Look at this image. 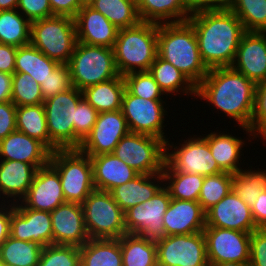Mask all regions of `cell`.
<instances>
[{"label": "cell", "mask_w": 266, "mask_h": 266, "mask_svg": "<svg viewBox=\"0 0 266 266\" xmlns=\"http://www.w3.org/2000/svg\"><path fill=\"white\" fill-rule=\"evenodd\" d=\"M228 8L245 31L266 32V0H231Z\"/></svg>", "instance_id": "40"}, {"label": "cell", "mask_w": 266, "mask_h": 266, "mask_svg": "<svg viewBox=\"0 0 266 266\" xmlns=\"http://www.w3.org/2000/svg\"><path fill=\"white\" fill-rule=\"evenodd\" d=\"M12 75L0 72V102L11 101Z\"/></svg>", "instance_id": "57"}, {"label": "cell", "mask_w": 266, "mask_h": 266, "mask_svg": "<svg viewBox=\"0 0 266 266\" xmlns=\"http://www.w3.org/2000/svg\"><path fill=\"white\" fill-rule=\"evenodd\" d=\"M74 21L78 42L113 48L119 29L102 13L90 5H84L74 17Z\"/></svg>", "instance_id": "22"}, {"label": "cell", "mask_w": 266, "mask_h": 266, "mask_svg": "<svg viewBox=\"0 0 266 266\" xmlns=\"http://www.w3.org/2000/svg\"><path fill=\"white\" fill-rule=\"evenodd\" d=\"M155 243L158 266H209L203 231L169 235Z\"/></svg>", "instance_id": "14"}, {"label": "cell", "mask_w": 266, "mask_h": 266, "mask_svg": "<svg viewBox=\"0 0 266 266\" xmlns=\"http://www.w3.org/2000/svg\"><path fill=\"white\" fill-rule=\"evenodd\" d=\"M207 69L231 67L241 38L246 32L239 18L229 9H203L188 18Z\"/></svg>", "instance_id": "1"}, {"label": "cell", "mask_w": 266, "mask_h": 266, "mask_svg": "<svg viewBox=\"0 0 266 266\" xmlns=\"http://www.w3.org/2000/svg\"><path fill=\"white\" fill-rule=\"evenodd\" d=\"M20 201L25 208L47 212L66 202L58 172L50 164L38 168L26 196Z\"/></svg>", "instance_id": "19"}, {"label": "cell", "mask_w": 266, "mask_h": 266, "mask_svg": "<svg viewBox=\"0 0 266 266\" xmlns=\"http://www.w3.org/2000/svg\"><path fill=\"white\" fill-rule=\"evenodd\" d=\"M250 130L256 137L260 134L259 137H262L263 141L264 139L266 140V95H255V106Z\"/></svg>", "instance_id": "50"}, {"label": "cell", "mask_w": 266, "mask_h": 266, "mask_svg": "<svg viewBox=\"0 0 266 266\" xmlns=\"http://www.w3.org/2000/svg\"><path fill=\"white\" fill-rule=\"evenodd\" d=\"M129 132L122 110L98 113L94 127L78 150L88 156L113 153L119 141Z\"/></svg>", "instance_id": "16"}, {"label": "cell", "mask_w": 266, "mask_h": 266, "mask_svg": "<svg viewBox=\"0 0 266 266\" xmlns=\"http://www.w3.org/2000/svg\"><path fill=\"white\" fill-rule=\"evenodd\" d=\"M19 0H0V11L17 9Z\"/></svg>", "instance_id": "58"}, {"label": "cell", "mask_w": 266, "mask_h": 266, "mask_svg": "<svg viewBox=\"0 0 266 266\" xmlns=\"http://www.w3.org/2000/svg\"><path fill=\"white\" fill-rule=\"evenodd\" d=\"M251 214L258 229H266V189L262 190L254 205Z\"/></svg>", "instance_id": "54"}, {"label": "cell", "mask_w": 266, "mask_h": 266, "mask_svg": "<svg viewBox=\"0 0 266 266\" xmlns=\"http://www.w3.org/2000/svg\"><path fill=\"white\" fill-rule=\"evenodd\" d=\"M50 214L53 244L81 247L90 239L85 226L82 204L64 202Z\"/></svg>", "instance_id": "18"}, {"label": "cell", "mask_w": 266, "mask_h": 266, "mask_svg": "<svg viewBox=\"0 0 266 266\" xmlns=\"http://www.w3.org/2000/svg\"><path fill=\"white\" fill-rule=\"evenodd\" d=\"M17 10L0 11V43L15 47L30 44L31 22Z\"/></svg>", "instance_id": "37"}, {"label": "cell", "mask_w": 266, "mask_h": 266, "mask_svg": "<svg viewBox=\"0 0 266 266\" xmlns=\"http://www.w3.org/2000/svg\"><path fill=\"white\" fill-rule=\"evenodd\" d=\"M123 77L126 89L136 97L162 100L161 95H165L149 71L133 72Z\"/></svg>", "instance_id": "45"}, {"label": "cell", "mask_w": 266, "mask_h": 266, "mask_svg": "<svg viewBox=\"0 0 266 266\" xmlns=\"http://www.w3.org/2000/svg\"><path fill=\"white\" fill-rule=\"evenodd\" d=\"M203 138L208 142L212 156L224 172L235 174L242 170L239 163L241 148L245 145L242 138L225 134L224 131L210 132Z\"/></svg>", "instance_id": "29"}, {"label": "cell", "mask_w": 266, "mask_h": 266, "mask_svg": "<svg viewBox=\"0 0 266 266\" xmlns=\"http://www.w3.org/2000/svg\"><path fill=\"white\" fill-rule=\"evenodd\" d=\"M72 85L78 90L116 78L113 48L77 42L67 63Z\"/></svg>", "instance_id": "6"}, {"label": "cell", "mask_w": 266, "mask_h": 266, "mask_svg": "<svg viewBox=\"0 0 266 266\" xmlns=\"http://www.w3.org/2000/svg\"><path fill=\"white\" fill-rule=\"evenodd\" d=\"M165 101L136 97L125 89L122 98V112L130 132L146 134L168 141L164 135Z\"/></svg>", "instance_id": "15"}, {"label": "cell", "mask_w": 266, "mask_h": 266, "mask_svg": "<svg viewBox=\"0 0 266 266\" xmlns=\"http://www.w3.org/2000/svg\"><path fill=\"white\" fill-rule=\"evenodd\" d=\"M90 239H119L127 234L124 212L110 192L94 189L82 203Z\"/></svg>", "instance_id": "9"}, {"label": "cell", "mask_w": 266, "mask_h": 266, "mask_svg": "<svg viewBox=\"0 0 266 266\" xmlns=\"http://www.w3.org/2000/svg\"><path fill=\"white\" fill-rule=\"evenodd\" d=\"M123 266H157V247L140 235L124 234L119 238Z\"/></svg>", "instance_id": "32"}, {"label": "cell", "mask_w": 266, "mask_h": 266, "mask_svg": "<svg viewBox=\"0 0 266 266\" xmlns=\"http://www.w3.org/2000/svg\"><path fill=\"white\" fill-rule=\"evenodd\" d=\"M83 99L82 91L74 86L44 100L49 150L74 149L75 109Z\"/></svg>", "instance_id": "8"}, {"label": "cell", "mask_w": 266, "mask_h": 266, "mask_svg": "<svg viewBox=\"0 0 266 266\" xmlns=\"http://www.w3.org/2000/svg\"><path fill=\"white\" fill-rule=\"evenodd\" d=\"M51 153L42 142L18 130L0 141L1 160L26 162L42 168L49 164Z\"/></svg>", "instance_id": "24"}, {"label": "cell", "mask_w": 266, "mask_h": 266, "mask_svg": "<svg viewBox=\"0 0 266 266\" xmlns=\"http://www.w3.org/2000/svg\"><path fill=\"white\" fill-rule=\"evenodd\" d=\"M42 249L35 242L9 236L0 246V262L4 266H38Z\"/></svg>", "instance_id": "35"}, {"label": "cell", "mask_w": 266, "mask_h": 266, "mask_svg": "<svg viewBox=\"0 0 266 266\" xmlns=\"http://www.w3.org/2000/svg\"><path fill=\"white\" fill-rule=\"evenodd\" d=\"M231 0H186L188 8L192 11L203 9L228 8Z\"/></svg>", "instance_id": "56"}, {"label": "cell", "mask_w": 266, "mask_h": 266, "mask_svg": "<svg viewBox=\"0 0 266 266\" xmlns=\"http://www.w3.org/2000/svg\"><path fill=\"white\" fill-rule=\"evenodd\" d=\"M162 174L166 184L165 187L168 189L171 198L186 201H198L205 176L190 173Z\"/></svg>", "instance_id": "41"}, {"label": "cell", "mask_w": 266, "mask_h": 266, "mask_svg": "<svg viewBox=\"0 0 266 266\" xmlns=\"http://www.w3.org/2000/svg\"><path fill=\"white\" fill-rule=\"evenodd\" d=\"M49 164L59 174L66 202L82 204L95 189L91 159L78 149L52 152Z\"/></svg>", "instance_id": "7"}, {"label": "cell", "mask_w": 266, "mask_h": 266, "mask_svg": "<svg viewBox=\"0 0 266 266\" xmlns=\"http://www.w3.org/2000/svg\"><path fill=\"white\" fill-rule=\"evenodd\" d=\"M79 251L80 266H123L119 239H89Z\"/></svg>", "instance_id": "31"}, {"label": "cell", "mask_w": 266, "mask_h": 266, "mask_svg": "<svg viewBox=\"0 0 266 266\" xmlns=\"http://www.w3.org/2000/svg\"><path fill=\"white\" fill-rule=\"evenodd\" d=\"M200 137V138H199ZM187 139L181 147L166 142V158L162 173H190L203 176L224 172L211 154L208 142L201 136ZM188 141V142H187ZM174 147V152L169 149Z\"/></svg>", "instance_id": "11"}, {"label": "cell", "mask_w": 266, "mask_h": 266, "mask_svg": "<svg viewBox=\"0 0 266 266\" xmlns=\"http://www.w3.org/2000/svg\"><path fill=\"white\" fill-rule=\"evenodd\" d=\"M40 87L44 100L73 87L68 65L59 64L52 72H50L49 77L40 84Z\"/></svg>", "instance_id": "47"}, {"label": "cell", "mask_w": 266, "mask_h": 266, "mask_svg": "<svg viewBox=\"0 0 266 266\" xmlns=\"http://www.w3.org/2000/svg\"><path fill=\"white\" fill-rule=\"evenodd\" d=\"M255 95H266V80L256 85Z\"/></svg>", "instance_id": "59"}, {"label": "cell", "mask_w": 266, "mask_h": 266, "mask_svg": "<svg viewBox=\"0 0 266 266\" xmlns=\"http://www.w3.org/2000/svg\"><path fill=\"white\" fill-rule=\"evenodd\" d=\"M218 266H241V265H218Z\"/></svg>", "instance_id": "61"}, {"label": "cell", "mask_w": 266, "mask_h": 266, "mask_svg": "<svg viewBox=\"0 0 266 266\" xmlns=\"http://www.w3.org/2000/svg\"><path fill=\"white\" fill-rule=\"evenodd\" d=\"M11 102L17 107L42 104L40 84L27 73L15 72L12 75Z\"/></svg>", "instance_id": "43"}, {"label": "cell", "mask_w": 266, "mask_h": 266, "mask_svg": "<svg viewBox=\"0 0 266 266\" xmlns=\"http://www.w3.org/2000/svg\"><path fill=\"white\" fill-rule=\"evenodd\" d=\"M17 10L30 22L55 16L49 0H19Z\"/></svg>", "instance_id": "48"}, {"label": "cell", "mask_w": 266, "mask_h": 266, "mask_svg": "<svg viewBox=\"0 0 266 266\" xmlns=\"http://www.w3.org/2000/svg\"><path fill=\"white\" fill-rule=\"evenodd\" d=\"M93 166V184L95 189L110 192L139 175L125 162L112 153L89 156Z\"/></svg>", "instance_id": "25"}, {"label": "cell", "mask_w": 266, "mask_h": 266, "mask_svg": "<svg viewBox=\"0 0 266 266\" xmlns=\"http://www.w3.org/2000/svg\"><path fill=\"white\" fill-rule=\"evenodd\" d=\"M37 167L26 162L1 160L0 161V198H13V203L24 198L30 188ZM7 196V197H6ZM18 197V199H16Z\"/></svg>", "instance_id": "27"}, {"label": "cell", "mask_w": 266, "mask_h": 266, "mask_svg": "<svg viewBox=\"0 0 266 266\" xmlns=\"http://www.w3.org/2000/svg\"><path fill=\"white\" fill-rule=\"evenodd\" d=\"M256 84L232 67L209 69L196 87V97L207 100L213 106L233 118L250 136L255 106Z\"/></svg>", "instance_id": "2"}, {"label": "cell", "mask_w": 266, "mask_h": 266, "mask_svg": "<svg viewBox=\"0 0 266 266\" xmlns=\"http://www.w3.org/2000/svg\"><path fill=\"white\" fill-rule=\"evenodd\" d=\"M78 246L51 244L43 247L38 266H80Z\"/></svg>", "instance_id": "44"}, {"label": "cell", "mask_w": 266, "mask_h": 266, "mask_svg": "<svg viewBox=\"0 0 266 266\" xmlns=\"http://www.w3.org/2000/svg\"><path fill=\"white\" fill-rule=\"evenodd\" d=\"M90 6L118 29L133 27L141 22L136 0H94Z\"/></svg>", "instance_id": "36"}, {"label": "cell", "mask_w": 266, "mask_h": 266, "mask_svg": "<svg viewBox=\"0 0 266 266\" xmlns=\"http://www.w3.org/2000/svg\"><path fill=\"white\" fill-rule=\"evenodd\" d=\"M232 176L229 172L205 176L198 199L205 212L232 191Z\"/></svg>", "instance_id": "42"}, {"label": "cell", "mask_w": 266, "mask_h": 266, "mask_svg": "<svg viewBox=\"0 0 266 266\" xmlns=\"http://www.w3.org/2000/svg\"><path fill=\"white\" fill-rule=\"evenodd\" d=\"M125 89L124 77L118 75L111 80L86 87L82 90V95L98 113H102L121 110Z\"/></svg>", "instance_id": "30"}, {"label": "cell", "mask_w": 266, "mask_h": 266, "mask_svg": "<svg viewBox=\"0 0 266 266\" xmlns=\"http://www.w3.org/2000/svg\"><path fill=\"white\" fill-rule=\"evenodd\" d=\"M231 67L256 85L266 80V32L246 31Z\"/></svg>", "instance_id": "20"}, {"label": "cell", "mask_w": 266, "mask_h": 266, "mask_svg": "<svg viewBox=\"0 0 266 266\" xmlns=\"http://www.w3.org/2000/svg\"><path fill=\"white\" fill-rule=\"evenodd\" d=\"M160 181L164 182L162 173L154 175L139 174L129 182L115 187L110 193L122 211L125 212L135 205L150 200L157 194L164 186V183L162 185Z\"/></svg>", "instance_id": "26"}, {"label": "cell", "mask_w": 266, "mask_h": 266, "mask_svg": "<svg viewBox=\"0 0 266 266\" xmlns=\"http://www.w3.org/2000/svg\"><path fill=\"white\" fill-rule=\"evenodd\" d=\"M16 128L29 137L39 140L49 149V134L43 103L18 106L16 108Z\"/></svg>", "instance_id": "38"}, {"label": "cell", "mask_w": 266, "mask_h": 266, "mask_svg": "<svg viewBox=\"0 0 266 266\" xmlns=\"http://www.w3.org/2000/svg\"><path fill=\"white\" fill-rule=\"evenodd\" d=\"M171 196L165 185L150 200L135 205L124 212L127 233L140 235L157 242L165 237L163 217Z\"/></svg>", "instance_id": "13"}, {"label": "cell", "mask_w": 266, "mask_h": 266, "mask_svg": "<svg viewBox=\"0 0 266 266\" xmlns=\"http://www.w3.org/2000/svg\"><path fill=\"white\" fill-rule=\"evenodd\" d=\"M113 52L119 75L149 71L158 55V24L141 21L119 29Z\"/></svg>", "instance_id": "4"}, {"label": "cell", "mask_w": 266, "mask_h": 266, "mask_svg": "<svg viewBox=\"0 0 266 266\" xmlns=\"http://www.w3.org/2000/svg\"><path fill=\"white\" fill-rule=\"evenodd\" d=\"M98 112L84 98L75 109L74 149H78L81 142L90 133L95 125Z\"/></svg>", "instance_id": "46"}, {"label": "cell", "mask_w": 266, "mask_h": 266, "mask_svg": "<svg viewBox=\"0 0 266 266\" xmlns=\"http://www.w3.org/2000/svg\"><path fill=\"white\" fill-rule=\"evenodd\" d=\"M252 233L258 229L251 208L233 191L206 211V226Z\"/></svg>", "instance_id": "21"}, {"label": "cell", "mask_w": 266, "mask_h": 266, "mask_svg": "<svg viewBox=\"0 0 266 266\" xmlns=\"http://www.w3.org/2000/svg\"><path fill=\"white\" fill-rule=\"evenodd\" d=\"M149 72L160 89L166 94L177 93L179 91L189 96H196V86L176 67L157 55L152 63Z\"/></svg>", "instance_id": "34"}, {"label": "cell", "mask_w": 266, "mask_h": 266, "mask_svg": "<svg viewBox=\"0 0 266 266\" xmlns=\"http://www.w3.org/2000/svg\"><path fill=\"white\" fill-rule=\"evenodd\" d=\"M6 200L8 201V204L10 203L9 201H11V204L7 206L5 203L1 202L2 204L0 205V246L10 236V218L12 211L14 210L12 199Z\"/></svg>", "instance_id": "55"}, {"label": "cell", "mask_w": 266, "mask_h": 266, "mask_svg": "<svg viewBox=\"0 0 266 266\" xmlns=\"http://www.w3.org/2000/svg\"><path fill=\"white\" fill-rule=\"evenodd\" d=\"M17 203L10 218V236L42 247L53 244L50 212L25 208L19 201Z\"/></svg>", "instance_id": "17"}, {"label": "cell", "mask_w": 266, "mask_h": 266, "mask_svg": "<svg viewBox=\"0 0 266 266\" xmlns=\"http://www.w3.org/2000/svg\"><path fill=\"white\" fill-rule=\"evenodd\" d=\"M248 266H266V229H256L251 233Z\"/></svg>", "instance_id": "49"}, {"label": "cell", "mask_w": 266, "mask_h": 266, "mask_svg": "<svg viewBox=\"0 0 266 266\" xmlns=\"http://www.w3.org/2000/svg\"><path fill=\"white\" fill-rule=\"evenodd\" d=\"M17 47L0 43V72L15 73Z\"/></svg>", "instance_id": "53"}, {"label": "cell", "mask_w": 266, "mask_h": 266, "mask_svg": "<svg viewBox=\"0 0 266 266\" xmlns=\"http://www.w3.org/2000/svg\"><path fill=\"white\" fill-rule=\"evenodd\" d=\"M206 254L209 266H248L250 260L251 233L205 227Z\"/></svg>", "instance_id": "12"}, {"label": "cell", "mask_w": 266, "mask_h": 266, "mask_svg": "<svg viewBox=\"0 0 266 266\" xmlns=\"http://www.w3.org/2000/svg\"><path fill=\"white\" fill-rule=\"evenodd\" d=\"M16 108L11 102H0V141L16 131Z\"/></svg>", "instance_id": "51"}, {"label": "cell", "mask_w": 266, "mask_h": 266, "mask_svg": "<svg viewBox=\"0 0 266 266\" xmlns=\"http://www.w3.org/2000/svg\"><path fill=\"white\" fill-rule=\"evenodd\" d=\"M73 17L52 16L31 22L30 44L59 64H67L77 44Z\"/></svg>", "instance_id": "5"}, {"label": "cell", "mask_w": 266, "mask_h": 266, "mask_svg": "<svg viewBox=\"0 0 266 266\" xmlns=\"http://www.w3.org/2000/svg\"><path fill=\"white\" fill-rule=\"evenodd\" d=\"M112 154L139 174H159L165 165L166 143L154 136L129 132Z\"/></svg>", "instance_id": "10"}, {"label": "cell", "mask_w": 266, "mask_h": 266, "mask_svg": "<svg viewBox=\"0 0 266 266\" xmlns=\"http://www.w3.org/2000/svg\"><path fill=\"white\" fill-rule=\"evenodd\" d=\"M49 3L54 15L73 18L83 6L80 0H49Z\"/></svg>", "instance_id": "52"}, {"label": "cell", "mask_w": 266, "mask_h": 266, "mask_svg": "<svg viewBox=\"0 0 266 266\" xmlns=\"http://www.w3.org/2000/svg\"><path fill=\"white\" fill-rule=\"evenodd\" d=\"M58 65V62L48 58L31 44L17 47L15 72L27 73L39 84H42Z\"/></svg>", "instance_id": "33"}, {"label": "cell", "mask_w": 266, "mask_h": 266, "mask_svg": "<svg viewBox=\"0 0 266 266\" xmlns=\"http://www.w3.org/2000/svg\"><path fill=\"white\" fill-rule=\"evenodd\" d=\"M241 171L232 176V191L250 208L254 205L262 190L266 189V171Z\"/></svg>", "instance_id": "39"}, {"label": "cell", "mask_w": 266, "mask_h": 266, "mask_svg": "<svg viewBox=\"0 0 266 266\" xmlns=\"http://www.w3.org/2000/svg\"><path fill=\"white\" fill-rule=\"evenodd\" d=\"M158 55L181 71L196 87L208 73L189 21L158 24Z\"/></svg>", "instance_id": "3"}, {"label": "cell", "mask_w": 266, "mask_h": 266, "mask_svg": "<svg viewBox=\"0 0 266 266\" xmlns=\"http://www.w3.org/2000/svg\"><path fill=\"white\" fill-rule=\"evenodd\" d=\"M165 236L201 232L206 226V212L198 201L171 198L163 217Z\"/></svg>", "instance_id": "23"}, {"label": "cell", "mask_w": 266, "mask_h": 266, "mask_svg": "<svg viewBox=\"0 0 266 266\" xmlns=\"http://www.w3.org/2000/svg\"><path fill=\"white\" fill-rule=\"evenodd\" d=\"M136 4L143 22L156 24L184 22L188 21L193 13L188 8L186 0H136Z\"/></svg>", "instance_id": "28"}, {"label": "cell", "mask_w": 266, "mask_h": 266, "mask_svg": "<svg viewBox=\"0 0 266 266\" xmlns=\"http://www.w3.org/2000/svg\"><path fill=\"white\" fill-rule=\"evenodd\" d=\"M94 0H80V2L82 3V5H90Z\"/></svg>", "instance_id": "60"}]
</instances>
